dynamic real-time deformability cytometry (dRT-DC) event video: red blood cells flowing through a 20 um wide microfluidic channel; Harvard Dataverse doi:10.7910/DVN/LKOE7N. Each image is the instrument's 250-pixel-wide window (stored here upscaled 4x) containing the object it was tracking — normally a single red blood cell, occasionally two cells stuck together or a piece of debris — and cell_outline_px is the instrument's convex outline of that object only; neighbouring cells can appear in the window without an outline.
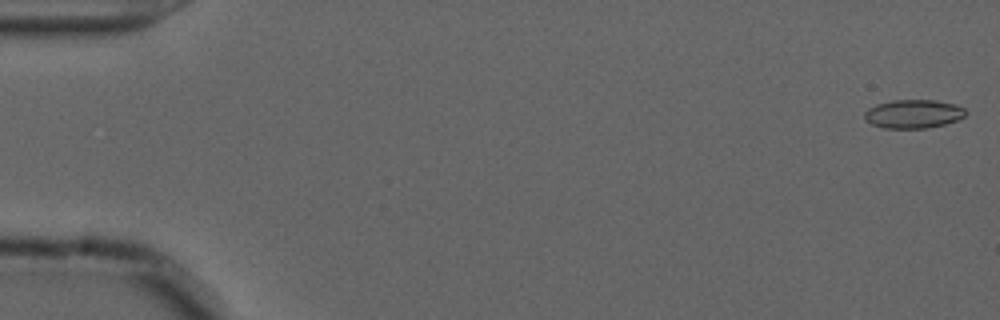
{"species": "common noctule bat (a hibernating species)", "species_latin": "Nyctalus noctula", "temperature_condition": "cold", "stored_images_in_passage": 55, "camera_frame_rate_fps": 3000, "um_per_image_px": 0.085, "animal": {"sex": "male", "forearm_length_mm": 52.5}, "frame": {"image": 1, "passage_image": 1, "time_ms": 0.0, "image_size_px": [1000, 320], "cell_outline_px": [[968, 112], [964, 116], [956, 120], [944, 124], [928, 128], [884, 128], [872, 124], [864, 120], [864, 112], [868, 108], [876, 104], [892, 100], [932, 100], [956, 104], [964, 108]], "centroid_in_image_um": [77.62, 9.68], "position_along_channel_um": 7.4, "area_um2": 16.94}}
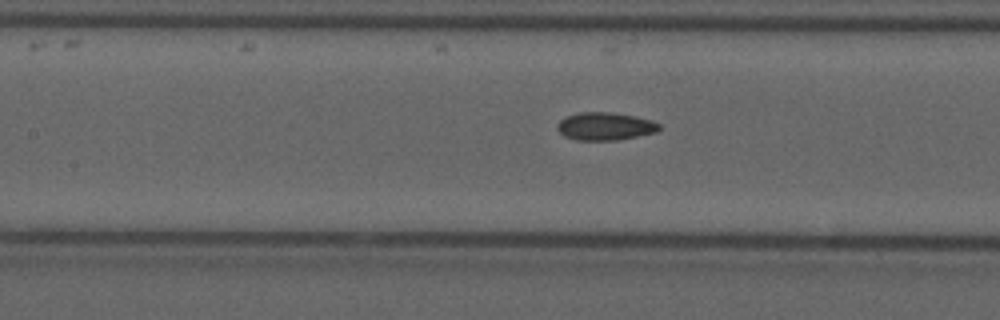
{"frame": {"image": 2, "passage_image": 25, "time_ms": 8.0, "image_size_px": [1000, 320], "cell_outline_px": [[660, 128], [656, 132], [616, 140], [576, 140], [564, 136], [556, 128], [556, 124], [564, 116], [580, 112], [608, 112], [636, 116], [652, 120], [660, 124]], "centroid_in_image_um": [51.4, 10.72], "position_along_channel_um": 156.0, "area_um2": 16.59}}
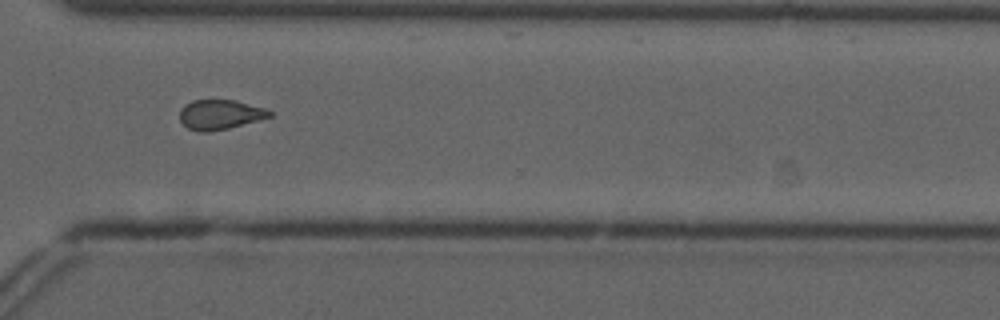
{"frame": {"image": 3, "passage_image": 41, "time_ms": 13.333, "image_size_px": [1000, 320], "cell_outline_px": [[272, 116], [228, 128], [208, 132], [200, 132], [188, 128], [180, 120], [180, 108], [184, 104], [192, 100], [236, 100], [264, 108], [272, 112]], "centroid_in_image_um": [18.67, 9.73], "position_along_channel_um": 351.9, "area_um2": 15.49}, "authors_computed_cell_mechanics": {"area_um2": 16.3574, "velocity_mm_per_s": 3.6874, "shape_relaxation_time_tau1_ms": null, "shape_relaxation_time_tau2_ms": 2.565, "deformation_change_tau1": null, "deformation_change_tau2": 0.0861}}